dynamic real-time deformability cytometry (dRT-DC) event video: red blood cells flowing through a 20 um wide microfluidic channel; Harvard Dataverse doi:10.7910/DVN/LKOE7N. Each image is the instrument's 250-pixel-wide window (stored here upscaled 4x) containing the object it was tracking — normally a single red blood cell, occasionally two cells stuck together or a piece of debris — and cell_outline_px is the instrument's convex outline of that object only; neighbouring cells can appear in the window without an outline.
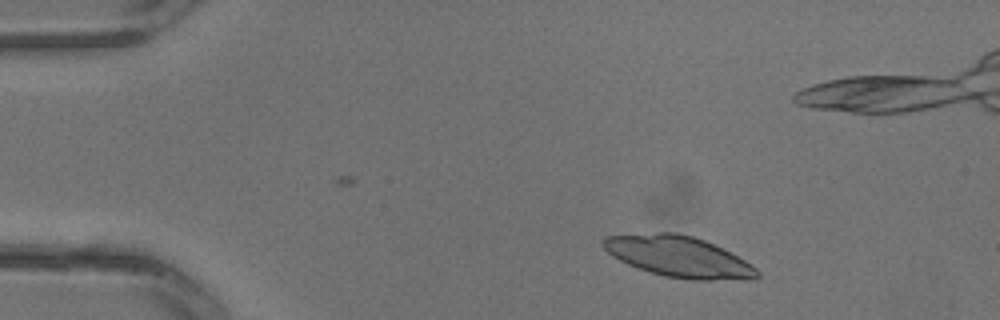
{"species": "common noctule bat (a hibernating species)", "species_latin": "Nyctalus noctula", "temperature_condition": "warm", "stored_images_in_passage": 26, "camera_frame_rate_fps": 3000, "um_per_image_px": 0.085, "animal": {"sex": "male", "body_mass_g": 13.3}, "frame": {"image": 1, "passage_image": 1, "time_ms": 0.0, "image_size_px": [1000, 320], "cell_outline_px": [[760, 276], [752, 280], [692, 280], [664, 276], [628, 264], [612, 256], [600, 244], [604, 236], [656, 232], [676, 232], [692, 236], [704, 240], [744, 260], [756, 268], [760, 272]], "centroid_in_image_um": [57.68, 21.82], "position_along_channel_um": 27.3, "area_um2": 36.65}}
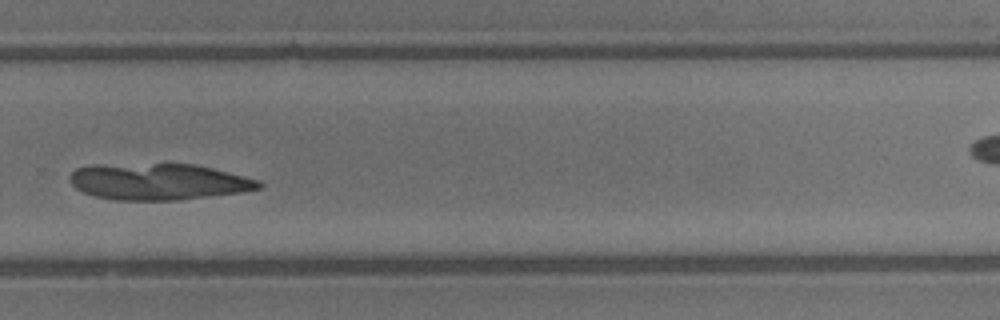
{"frame": {"image": 2, "passage_image": 18, "time_ms": 5.667, "image_size_px": [1000, 320], "cell_outline_px": [[264, 188], [244, 192], [180, 200], [116, 200], [96, 196], [84, 192], [76, 188], [72, 184], [68, 176], [76, 168], [96, 164], [196, 164], [260, 180], [264, 184]], "centroid_in_image_um": [13.51, 15.44], "position_along_channel_um": 316.3, "area_um2": 40.34}}